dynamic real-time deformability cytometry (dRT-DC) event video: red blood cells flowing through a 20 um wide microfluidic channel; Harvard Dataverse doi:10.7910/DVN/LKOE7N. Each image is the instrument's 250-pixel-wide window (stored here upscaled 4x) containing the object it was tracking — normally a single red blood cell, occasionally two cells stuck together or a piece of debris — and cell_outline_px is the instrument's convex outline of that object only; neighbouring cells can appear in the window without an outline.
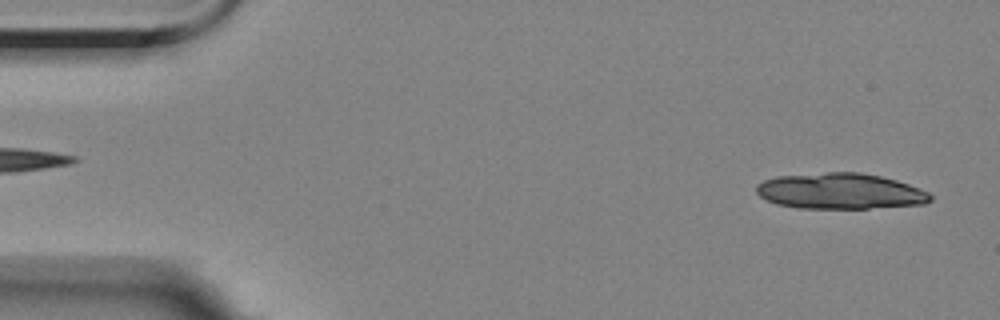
{"species": "Egyptian fruit bat (a non-hibernating species)", "species_latin": "Rousettus aegyptiacus", "temperature_condition": "room temperature", "stored_images_in_passage": 18, "camera_frame_rate_fps": 3000, "um_per_image_px": 0.085, "animal": {"sex": "female"}, "frame": {"image": 1, "passage_image": 2, "time_ms": 0.333, "image_size_px": [1000, 320], "cell_outline_px": [[932, 200], [924, 204], [868, 208], [796, 208], [776, 204], [760, 196], [756, 192], [756, 184], [764, 180], [776, 176], [828, 172], [860, 172], [880, 176], [896, 180], [908, 184], [928, 192], [932, 196]], "centroid_in_image_um": [71.4, 16.25], "position_along_channel_um": 13.6, "area_um2": 36.36}}
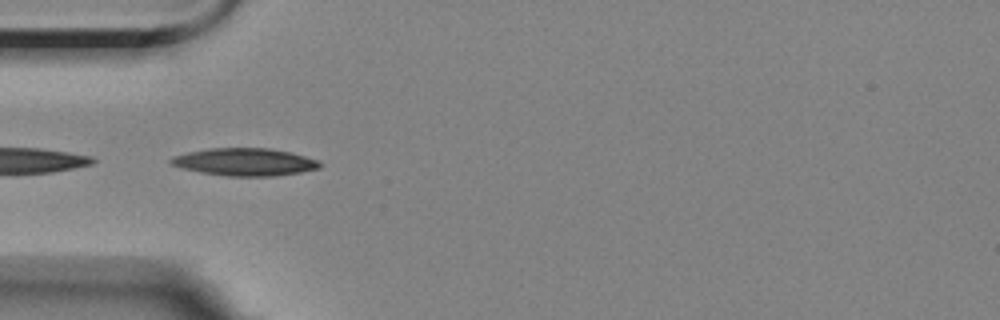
{"frame": {"image": 2, "passage_image": 16, "time_ms": 5.0, "image_size_px": [1000, 320], "cell_outline_px": [[320, 168], [300, 172], [276, 176], [228, 176], [200, 172], [184, 168], [172, 164], [168, 160], [176, 156], [188, 152], [212, 148], [268, 148], [292, 152], [316, 160], [320, 164]], "centroid_in_image_um": [20.83, 13.77], "position_along_channel_um": 64.2, "area_um2": 23.58}}